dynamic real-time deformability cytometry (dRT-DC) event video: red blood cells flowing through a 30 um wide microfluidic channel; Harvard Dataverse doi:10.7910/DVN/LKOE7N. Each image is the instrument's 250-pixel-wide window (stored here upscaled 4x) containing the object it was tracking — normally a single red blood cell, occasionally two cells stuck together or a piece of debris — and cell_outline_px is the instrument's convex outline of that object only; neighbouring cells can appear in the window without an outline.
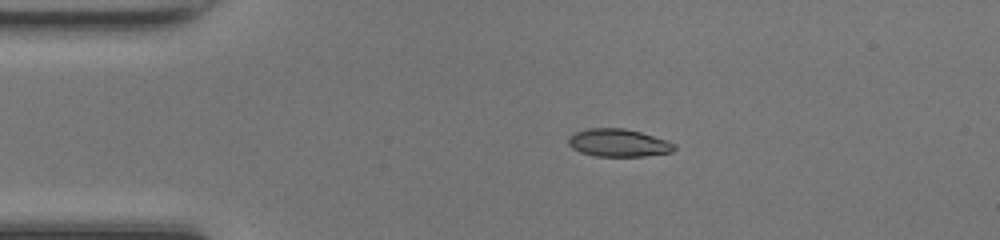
{"species": "common noctule bat (a hibernating species)", "species_latin": "Nyctalus noctula", "temperature_condition": "room temperature", "stored_images_in_passage": 40, "camera_frame_rate_fps": 3000, "um_per_image_px": 0.085, "animal": {"sex": "female", "body_mass_g": 17.0, "forearm_length_mm": 48.0}, "frame": {"image": 1, "passage_image": 1, "time_ms": 0.0, "image_size_px": [1000, 240], "cell_outline_px": [[676, 148], [672, 152], [644, 156], [596, 156], [580, 152], [572, 148], [568, 144], [568, 140], [576, 132], [588, 128], [624, 128], [640, 132], [668, 140], [676, 144]], "centroid_in_image_um": [52.6, 12.14], "position_along_channel_um": 32.4, "area_um2": 17.11}}
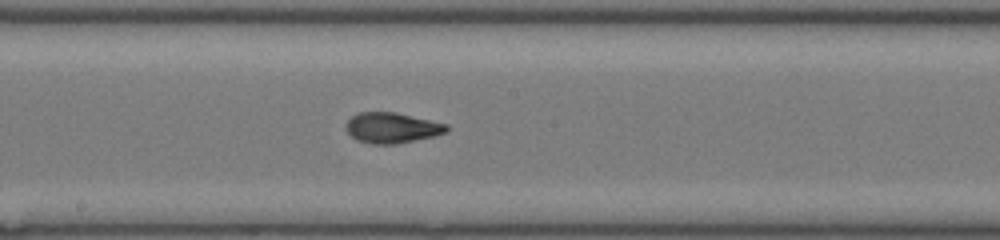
{"frame": {"image": 2, "passage_image": 17, "time_ms": 5.333, "image_size_px": [1000, 240], "cell_outline_px": [[448, 132], [436, 136], [396, 144], [372, 144], [356, 140], [348, 132], [344, 124], [352, 116], [360, 112], [396, 112], [448, 124]], "centroid_in_image_um": [33.33, 10.87], "position_along_channel_um": 214.9, "area_um2": 18.03}}
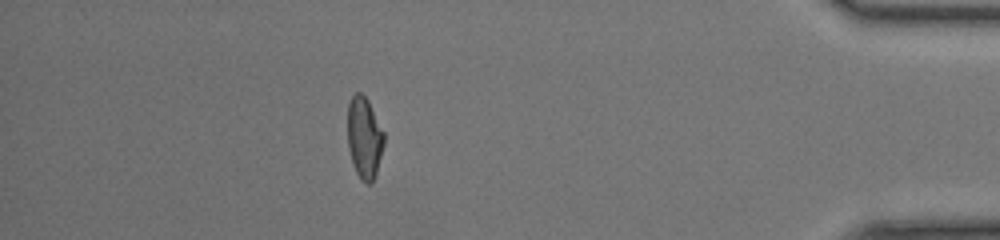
{"frame": {"image": 3, "passage_image": 34, "time_ms": 11.0, "image_size_px": [1000, 240], "cell_outline_px": [[384, 144], [376, 172], [372, 184], [364, 184], [360, 180], [356, 172], [348, 148], [348, 104], [352, 96], [356, 92], [360, 92], [368, 100], [384, 132]], "centroid_in_image_um": [30.97, 11.72], "position_along_channel_um": 404.2, "area_um2": 17.28}, "authors_computed_cell_mechanics": {"area_um2": 17.7735, "velocity_mm_per_s": 4.2579, "shape_relaxation_time_tau1_ms": 7.5182, "shape_relaxation_time_tau2_ms": 1.2438, "deformation_change_tau1": 0.2457, "deformation_change_tau2": 0.0642}}